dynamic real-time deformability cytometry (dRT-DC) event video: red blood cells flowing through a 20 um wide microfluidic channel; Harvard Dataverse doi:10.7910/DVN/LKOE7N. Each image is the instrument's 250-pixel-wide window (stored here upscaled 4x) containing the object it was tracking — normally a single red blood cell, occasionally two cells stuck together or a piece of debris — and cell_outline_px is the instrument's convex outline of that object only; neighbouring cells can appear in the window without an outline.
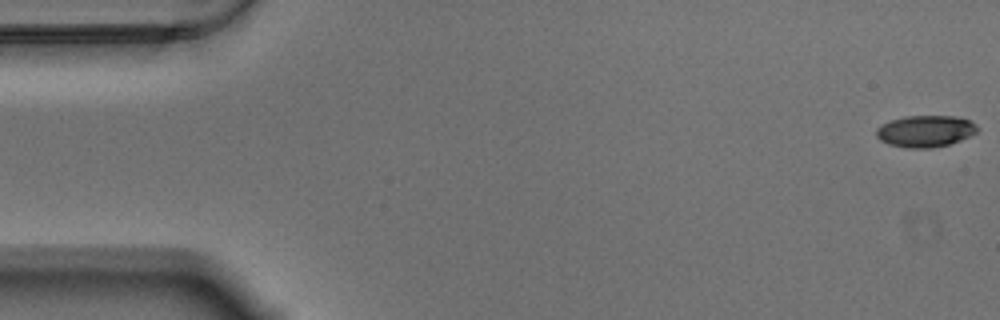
{"species": "Egyptian fruit bat (a non-hibernating species)", "species_latin": "Rousettus aegyptiacus", "temperature_condition": "warm", "stored_images_in_passage": 58, "camera_frame_rate_fps": 3000, "um_per_image_px": 0.085, "animal": {"sex": "male"}, "frame": {"image": 1, "passage_image": 1, "time_ms": 0.0, "image_size_px": [1000, 320], "cell_outline_px": [[976, 132], [960, 140], [948, 144], [932, 148], [908, 148], [888, 144], [880, 140], [876, 136], [876, 128], [888, 120], [904, 116], [956, 116], [972, 120], [976, 124]], "centroid_in_image_um": [78.62, 11.14], "position_along_channel_um": 6.4, "area_um2": 18.73}}
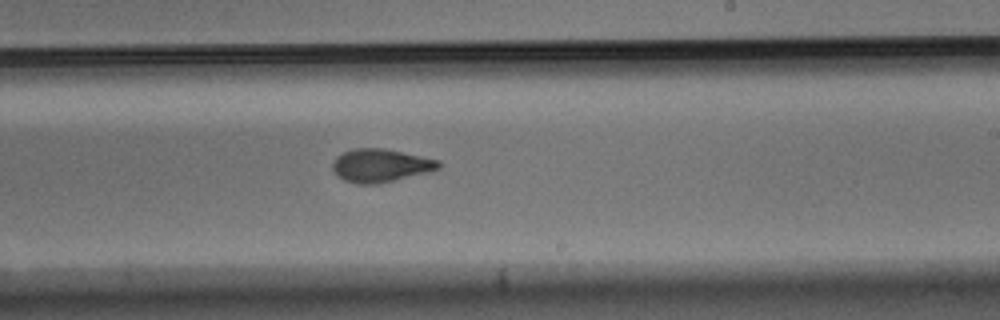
{"frame": {"image": 2, "passage_image": 34, "time_ms": 11.0, "image_size_px": [1000, 320], "cell_outline_px": [[440, 168], [428, 172], [376, 184], [356, 184], [344, 180], [336, 176], [332, 168], [332, 164], [336, 156], [352, 148], [384, 148], [440, 160]], "centroid_in_image_um": [32.31, 14.06], "position_along_channel_um": 256.7, "area_um2": 20.52}}
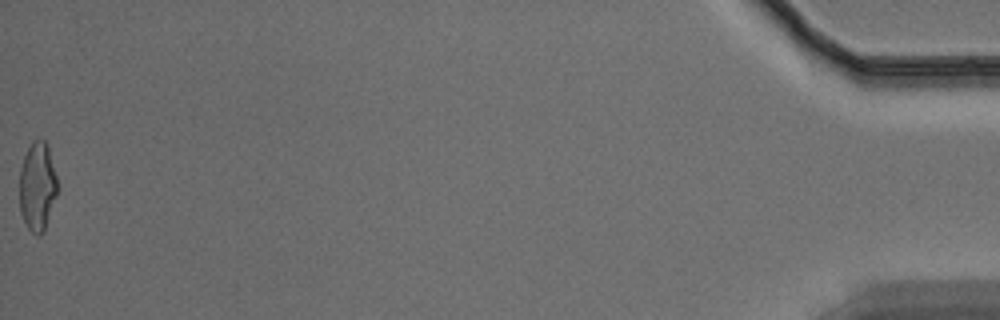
{"frame": {"image": 3, "passage_image": 58, "time_ms": 19.0, "image_size_px": [1000, 320], "cell_outline_px": [[60, 188], [44, 232], [40, 236], [36, 236], [28, 228], [20, 212], [20, 168], [24, 156], [32, 140], [44, 140], [48, 144]], "centroid_in_image_um": [3.22, 15.86], "position_along_channel_um": 432.0, "area_um2": 20.11}, "authors_computed_cell_mechanics": {"area_um2": 19.9121, "velocity_mm_per_s": 3.4931, "shape_relaxation_time_tau1_ms": 7.5091, "shape_relaxation_time_tau2_ms": 2.1019, "deformation_change_tau1": 0.2049, "deformation_change_tau2": 0.0805}}